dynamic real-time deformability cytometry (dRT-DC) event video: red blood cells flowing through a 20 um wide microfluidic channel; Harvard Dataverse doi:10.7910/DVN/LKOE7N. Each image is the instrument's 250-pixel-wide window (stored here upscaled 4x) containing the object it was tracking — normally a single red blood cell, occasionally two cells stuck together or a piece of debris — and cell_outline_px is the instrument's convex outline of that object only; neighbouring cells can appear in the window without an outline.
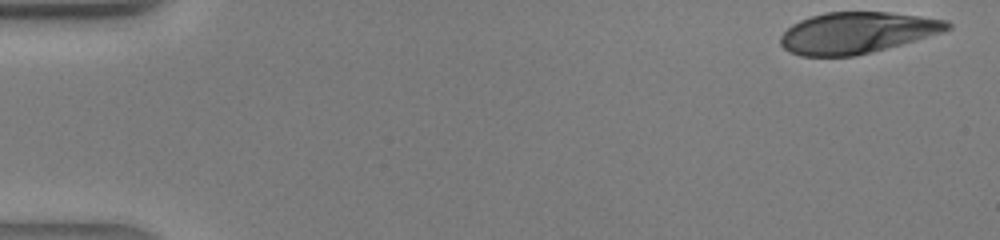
{"species": "human", "species_latin": "Homo sapiens", "temperature_condition": "warm", "stored_images_in_passage": 41, "camera_frame_rate_fps": 3000, "um_per_image_px": 0.085, "donor": {"sex": "male"}, "frame": {"image": 1, "passage_image": 1, "time_ms": 0.0, "image_size_px": [1000, 240], "cell_outline_px": [[952, 28], [944, 32], [872, 52], [852, 56], [800, 56], [788, 52], [780, 44], [780, 36], [792, 24], [800, 20], [824, 12], [888, 12], [920, 16], [948, 20], [952, 24]], "centroid_in_image_um": [72.84, 2.78], "position_along_channel_um": 12.2, "area_um2": 40.17}}
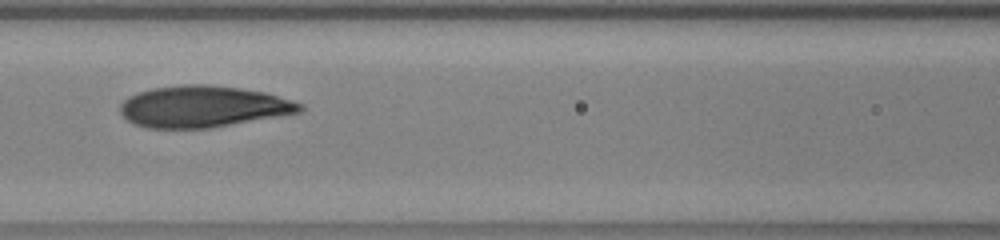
{"frame": {"image": 2, "passage_image": 18, "time_ms": 5.667, "image_size_px": [1000, 240], "cell_outline_px": [[304, 108], [300, 112], [208, 128], [148, 128], [132, 124], [120, 112], [120, 104], [128, 96], [136, 92], [152, 88], [184, 84], [208, 84], [240, 88], [264, 92], [292, 100], [304, 104]], "centroid_in_image_um": [17.22, 9.05], "position_along_channel_um": 149.4, "area_um2": 43.41}}
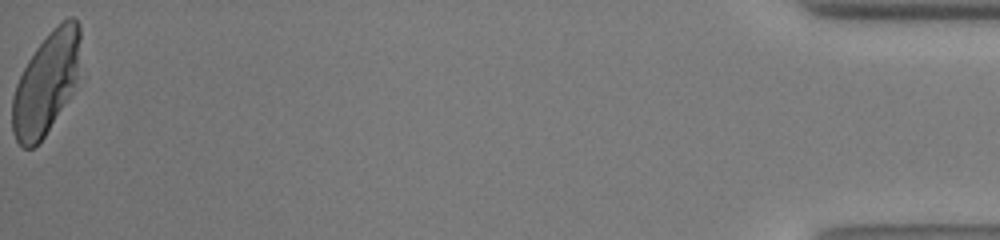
{"frame": {"image": 3, "passage_image": 41, "time_ms": 13.333, "image_size_px": [1000, 240], "cell_outline_px": [[80, 36], [76, 80], [72, 92], [44, 136], [32, 148], [24, 148], [16, 140], [12, 132], [12, 96], [16, 84], [28, 60], [36, 48], [52, 28], [56, 24], [68, 16], [72, 16], [80, 24]], "centroid_in_image_um": [3.9, 7.05], "position_along_channel_um": 431.3, "area_um2": 39.88}}